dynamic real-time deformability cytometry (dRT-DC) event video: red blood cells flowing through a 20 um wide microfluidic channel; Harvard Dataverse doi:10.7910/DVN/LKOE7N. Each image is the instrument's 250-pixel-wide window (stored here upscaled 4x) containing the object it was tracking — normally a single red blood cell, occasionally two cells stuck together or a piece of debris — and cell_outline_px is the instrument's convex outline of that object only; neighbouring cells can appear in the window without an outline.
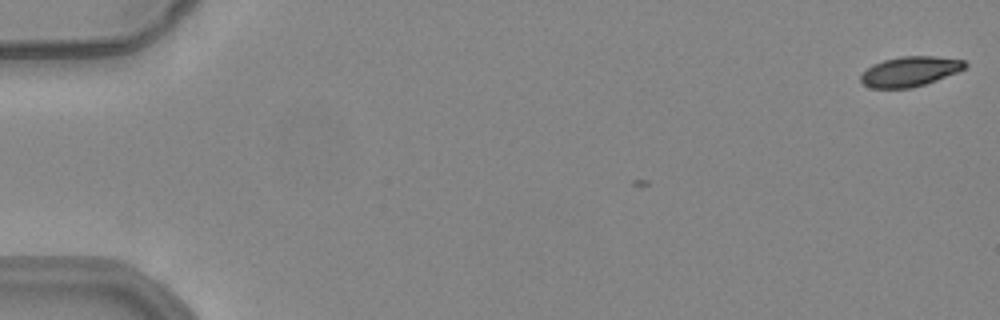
{"species": "common noctule bat (a hibernating species)", "species_latin": "Nyctalus noctula", "temperature_condition": "warm", "stored_images_in_passage": 2, "camera_frame_rate_fps": 3000, "um_per_image_px": 0.085, "animal": {"sex": "female", "body_mass_g": 24.6, "forearm_length_mm": 56.2}, "frame": {"image": 1, "passage_image": 2, "time_ms": 0.333, "image_size_px": [1000, 320], "cell_outline_px": [[968, 64], [964, 68], [956, 72], [936, 80], [912, 88], [872, 88], [864, 84], [860, 80], [860, 76], [872, 64], [884, 60], [900, 56], [936, 56], [964, 60]], "centroid_in_image_um": [77.34, 6.06], "position_along_channel_um": 7.7, "area_um2": 18.03}}